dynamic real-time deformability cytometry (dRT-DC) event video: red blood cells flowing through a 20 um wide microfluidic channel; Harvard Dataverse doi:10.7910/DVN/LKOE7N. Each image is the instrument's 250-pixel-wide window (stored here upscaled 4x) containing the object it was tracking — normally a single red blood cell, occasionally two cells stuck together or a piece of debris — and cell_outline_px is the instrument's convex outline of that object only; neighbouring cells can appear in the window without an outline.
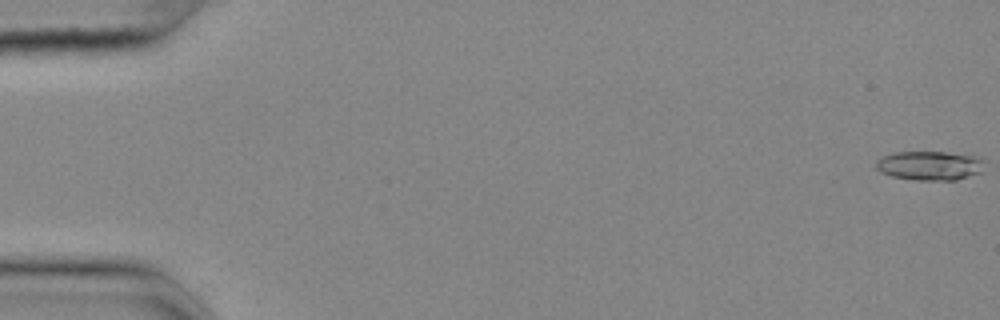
{"species": "common noctule bat (a hibernating species)", "species_latin": "Nyctalus noctula", "temperature_condition": "cold", "stored_images_in_passage": 56, "camera_frame_rate_fps": 3000, "um_per_image_px": 0.085, "animal": {"sex": "female", "body_mass_g": 25.1}, "frame": {"image": 1, "passage_image": 1, "time_ms": 0.0, "image_size_px": [1000, 320], "cell_outline_px": [[984, 160], [980, 172], [956, 180], [916, 180], [892, 176], [880, 172], [876, 168], [876, 160], [884, 156], [896, 152], [948, 152], [976, 156]], "centroid_in_image_um": [79.01, 14.07], "position_along_channel_um": 6.0, "area_um2": 18.32}}
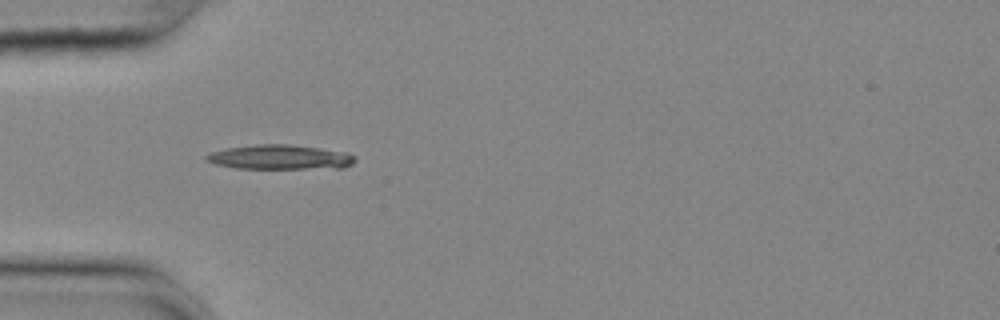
{"frame": {"image": 2, "passage_image": 18, "time_ms": 5.667, "image_size_px": [1000, 320], "cell_outline_px": [[356, 160], [352, 164], [344, 168], [236, 168], [216, 164], [204, 160], [204, 156], [208, 152], [228, 148], [256, 144], [292, 144], [348, 152], [356, 156]], "centroid_in_image_um": [23.82, 13.35], "position_along_channel_um": 61.2, "area_um2": 21.5}}
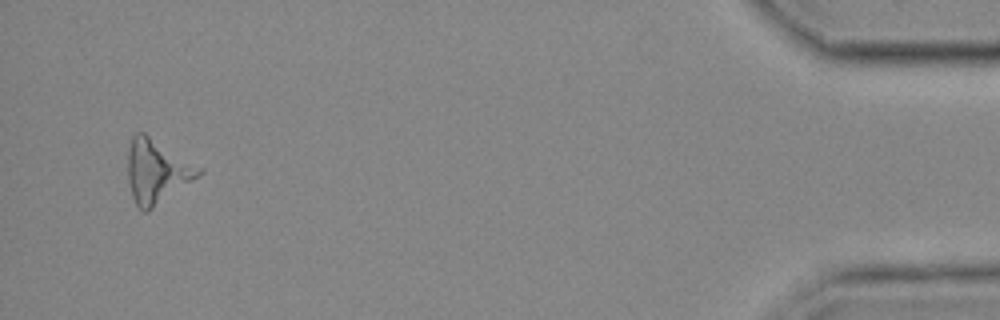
{"frame": {"image": 3, "passage_image": 54, "time_ms": 17.667, "image_size_px": [1000, 320], "cell_outline_px": [[204, 172], [200, 176], [152, 208], [144, 212], [136, 204], [132, 196], [128, 180], [128, 148], [132, 136], [136, 132], [144, 132], [204, 168]], "centroid_in_image_um": [13.35, 14.52], "position_along_channel_um": 421.9, "area_um2": 26.36}}